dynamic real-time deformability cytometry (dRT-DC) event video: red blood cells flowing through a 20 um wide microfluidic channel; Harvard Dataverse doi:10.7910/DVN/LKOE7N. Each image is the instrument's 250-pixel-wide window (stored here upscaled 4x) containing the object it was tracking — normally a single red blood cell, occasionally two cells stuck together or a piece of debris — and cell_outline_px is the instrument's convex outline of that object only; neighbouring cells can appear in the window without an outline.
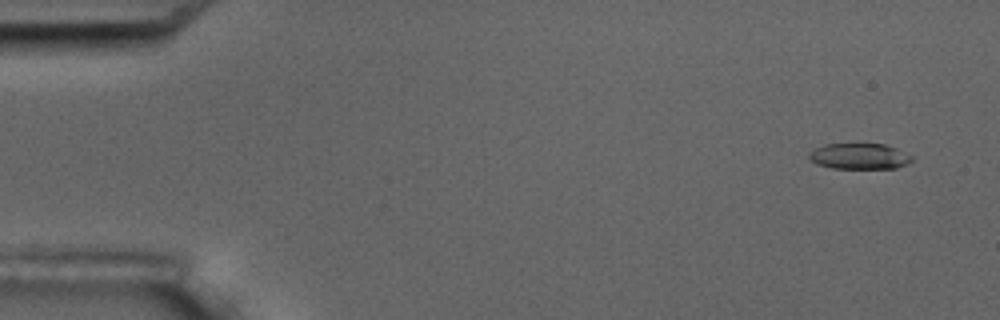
{"species": "common noctule bat (a hibernating species)", "species_latin": "Nyctalus noctula", "temperature_condition": "room temperature", "stored_images_in_passage": 6, "camera_frame_rate_fps": 3000, "um_per_image_px": 0.085, "animal": {"sex": "male", "body_mass_g": 17.5, "forearm_length_mm": 52.3}, "frame": {"image": 1, "passage_image": 1, "time_ms": 0.0, "image_size_px": [1000, 320], "cell_outline_px": [[912, 160], [908, 164], [896, 168], [832, 168], [816, 164], [808, 156], [808, 152], [824, 144], [884, 144], [896, 148], [912, 156]], "centroid_in_image_um": [73.04, 13.28], "position_along_channel_um": 12.0, "area_um2": 15.43}}
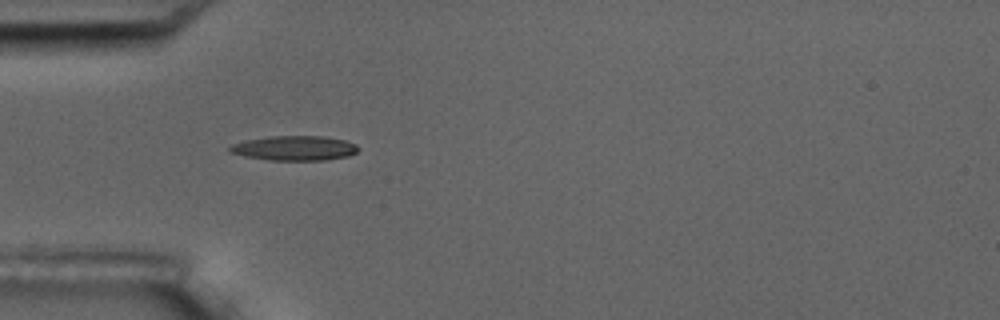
{"frame": {"image": 2, "passage_image": 5, "time_ms": 4.667, "image_size_px": [1000, 320], "cell_outline_px": [[360, 148], [356, 152], [348, 156], [324, 160], [268, 160], [244, 156], [228, 152], [228, 148], [232, 144], [244, 140], [268, 136], [324, 136], [344, 140], [356, 144]], "centroid_in_image_um": [25.0, 12.59], "position_along_channel_um": 60.0, "area_um2": 18.61}}